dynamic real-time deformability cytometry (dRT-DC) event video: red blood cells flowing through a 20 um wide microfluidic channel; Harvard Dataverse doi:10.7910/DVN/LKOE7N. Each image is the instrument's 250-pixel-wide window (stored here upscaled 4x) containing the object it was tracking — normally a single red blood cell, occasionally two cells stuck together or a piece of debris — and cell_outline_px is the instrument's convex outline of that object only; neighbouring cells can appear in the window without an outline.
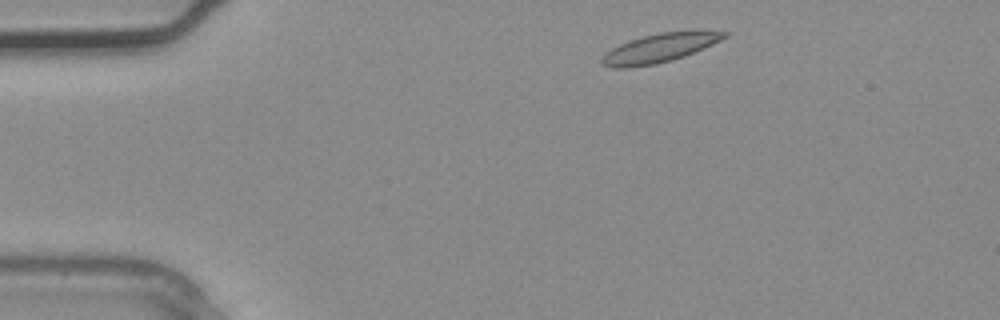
{"species": "common noctule bat (a hibernating species)", "species_latin": "Nyctalus noctula", "temperature_condition": "warm", "stored_images_in_passage": 2, "camera_frame_rate_fps": 3000, "um_per_image_px": 0.085, "animal": {"sex": "male", "body_mass_g": 20.4}, "frame": {"image": 1, "passage_image": 1, "time_ms": 0.0, "image_size_px": [1000, 320], "cell_outline_px": [[728, 36], [704, 48], [684, 56], [672, 60], [656, 64], [628, 68], [612, 68], [604, 64], [600, 60], [600, 56], [612, 48], [628, 40], [660, 32], [728, 32]], "centroid_in_image_um": [55.97, 4.11], "position_along_channel_um": 29.0, "area_um2": 20.17}}